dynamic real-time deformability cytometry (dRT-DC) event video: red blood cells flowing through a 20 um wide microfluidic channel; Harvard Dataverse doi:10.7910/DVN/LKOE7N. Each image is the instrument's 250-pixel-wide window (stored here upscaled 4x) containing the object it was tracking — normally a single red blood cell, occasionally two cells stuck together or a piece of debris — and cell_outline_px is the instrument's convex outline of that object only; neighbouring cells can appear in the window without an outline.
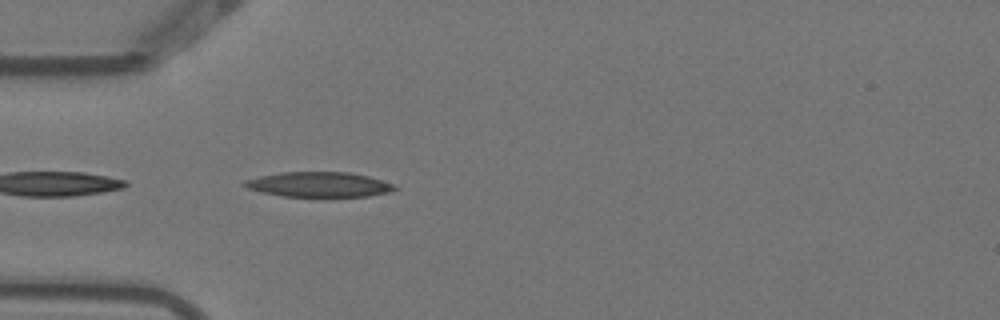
{"species": "Egyptian fruit bat (a non-hibernating species)", "species_latin": "Rousettus aegyptiacus", "temperature_condition": "warm", "stored_images_in_passage": 2, "camera_frame_rate_fps": 3000, "um_per_image_px": 0.085, "animal": {"sex": "female"}, "frame": {"image": 1, "passage_image": 2, "time_ms": 0.333, "image_size_px": [1000, 320], "cell_outline_px": [[400, 188], [392, 192], [368, 196], [320, 200], [284, 196], [264, 192], [248, 188], [240, 184], [244, 180], [260, 176], [280, 172], [348, 172], [368, 176], [396, 184]], "centroid_in_image_um": [27.19, 15.73], "position_along_channel_um": 57.8, "area_um2": 23.12}}